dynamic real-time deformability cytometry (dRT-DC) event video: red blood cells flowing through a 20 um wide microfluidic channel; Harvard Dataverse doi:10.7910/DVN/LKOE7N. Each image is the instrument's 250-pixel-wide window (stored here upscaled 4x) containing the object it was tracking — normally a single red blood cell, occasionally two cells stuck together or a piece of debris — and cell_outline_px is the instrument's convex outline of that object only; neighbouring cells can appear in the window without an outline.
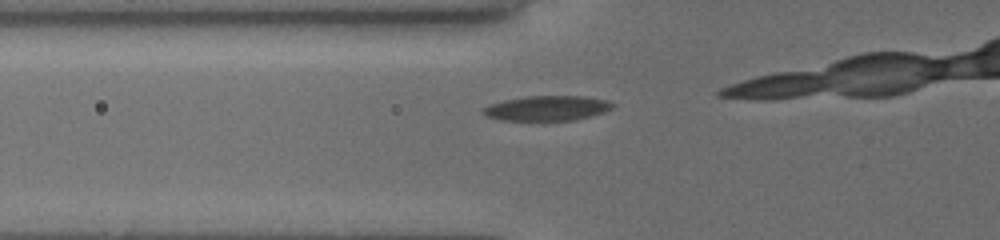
{"species": "common noctule bat (a hibernating species)", "species_latin": "Nyctalus noctula", "temperature_condition": "cold", "stored_images_in_passage": 10, "camera_frame_rate_fps": 3000, "um_per_image_px": 0.085, "animal": {"sex": "female", "body_mass_g": 19.5, "forearm_length_mm": 54.1}, "frame": {"image": 1, "passage_image": 4, "time_ms": 1.0, "image_size_px": [1000, 240], "cell_outline_px": [[616, 104], [612, 108], [604, 112], [592, 116], [576, 120], [500, 120], [484, 116], [480, 112], [480, 108], [488, 104], [504, 100], [524, 96], [584, 96], [608, 100]], "centroid_in_image_um": [46.46, 9.19], "position_along_channel_um": 79.3, "area_um2": 19.19}}